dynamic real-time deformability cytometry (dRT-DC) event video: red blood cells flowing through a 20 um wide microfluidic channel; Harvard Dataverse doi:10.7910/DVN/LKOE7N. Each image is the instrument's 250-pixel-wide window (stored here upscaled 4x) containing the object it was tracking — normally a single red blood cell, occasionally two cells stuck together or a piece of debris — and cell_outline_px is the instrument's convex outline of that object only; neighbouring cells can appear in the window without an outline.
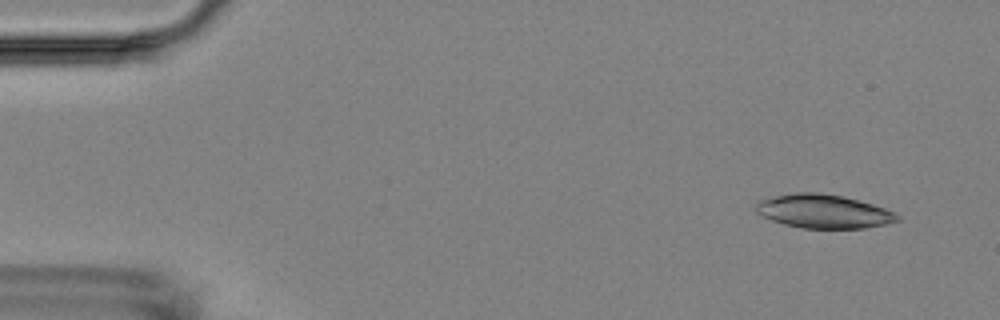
{"species": "Egyptian fruit bat (a non-hibernating species)", "species_latin": "Rousettus aegyptiacus", "temperature_condition": "room temperature", "stored_images_in_passage": 5, "camera_frame_rate_fps": 3000, "um_per_image_px": 0.085, "animal": {"sex": "female"}, "frame": {"image": 1, "passage_image": 1, "time_ms": 0.0, "image_size_px": [1000, 320], "cell_outline_px": [[900, 220], [884, 224], [864, 228], [804, 228], [784, 224], [772, 220], [756, 212], [756, 200], [796, 192], [820, 192], [844, 196], [872, 204], [896, 212], [900, 216]], "centroid_in_image_um": [70.01, 17.95], "position_along_channel_um": 15.0, "area_um2": 27.74}}
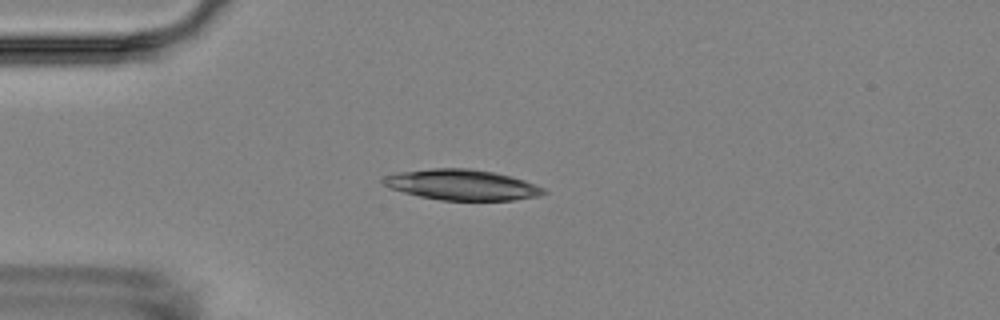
{"frame": {"image": 2, "passage_image": 4, "time_ms": 3.333, "image_size_px": [1000, 320], "cell_outline_px": [[548, 192], [536, 196], [512, 200], [440, 200], [420, 196], [404, 192], [392, 188], [384, 184], [380, 180], [384, 176], [396, 172], [432, 168], [468, 168], [492, 172], [512, 176], [524, 180], [544, 188]], "centroid_in_image_um": [39.24, 15.7], "position_along_channel_um": 45.8, "area_um2": 28.44}}
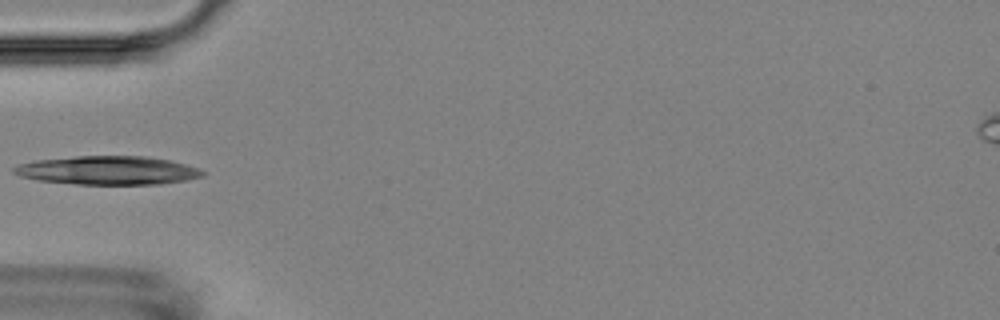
{"frame": {"image": 3, "passage_image": 5, "time_ms": 4.667, "image_size_px": [1000, 320], "cell_outline_px": [[204, 176], [188, 180], [160, 184], [76, 184], [40, 180], [20, 176], [12, 172], [12, 168], [16, 164], [32, 160], [76, 156], [144, 156], [168, 160], [184, 164], [196, 168], [204, 172]], "centroid_in_image_um": [9.11, 14.48], "position_along_channel_um": 75.9, "area_um2": 31.44}}